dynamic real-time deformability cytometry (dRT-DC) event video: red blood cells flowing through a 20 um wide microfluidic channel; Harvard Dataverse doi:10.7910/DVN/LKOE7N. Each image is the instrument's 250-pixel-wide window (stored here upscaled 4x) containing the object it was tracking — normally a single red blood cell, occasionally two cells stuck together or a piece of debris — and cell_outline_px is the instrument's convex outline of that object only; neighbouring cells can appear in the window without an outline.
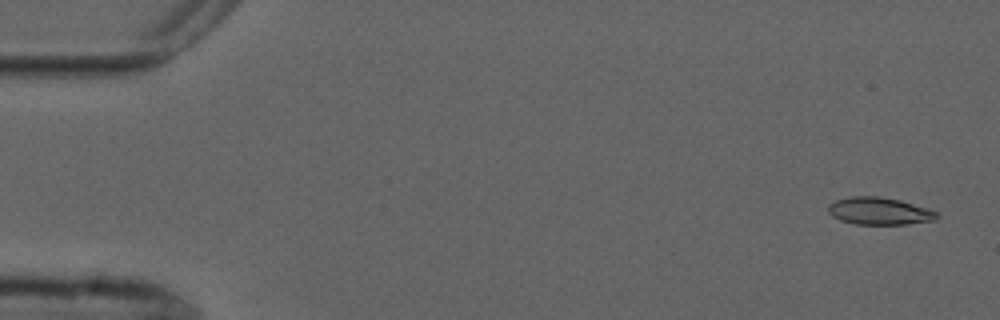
{"species": "common noctule bat (a hibernating species)", "species_latin": "Nyctalus noctula", "temperature_condition": "cold", "stored_images_in_passage": 4, "camera_frame_rate_fps": 3000, "um_per_image_px": 0.085, "animal": {"sex": "male", "forearm_length_mm": 52.5}, "frame": {"image": 1, "passage_image": 1, "time_ms": 0.0, "image_size_px": [1000, 320], "cell_outline_px": [[940, 216], [936, 220], [908, 224], [856, 224], [840, 220], [832, 216], [828, 212], [828, 204], [836, 200], [852, 196], [880, 196], [900, 200], [928, 208], [936, 212]], "centroid_in_image_um": [74.75, 17.94], "position_along_channel_um": 10.2, "area_um2": 17.4}}
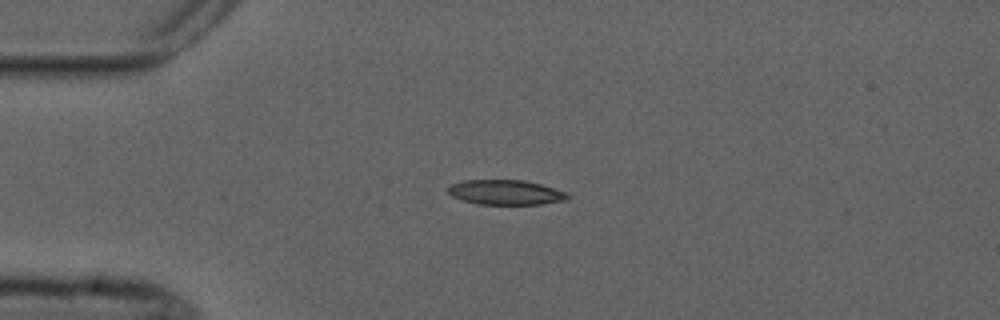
{"frame": {"image": 2, "passage_image": 3, "time_ms": 3.667, "image_size_px": [1000, 320], "cell_outline_px": [[572, 196], [564, 200], [540, 204], [480, 204], [464, 200], [452, 196], [448, 192], [448, 188], [452, 184], [464, 180], [524, 180], [540, 184], [568, 192]], "centroid_in_image_um": [43.02, 16.34], "position_along_channel_um": 42.0, "area_um2": 17.17}}